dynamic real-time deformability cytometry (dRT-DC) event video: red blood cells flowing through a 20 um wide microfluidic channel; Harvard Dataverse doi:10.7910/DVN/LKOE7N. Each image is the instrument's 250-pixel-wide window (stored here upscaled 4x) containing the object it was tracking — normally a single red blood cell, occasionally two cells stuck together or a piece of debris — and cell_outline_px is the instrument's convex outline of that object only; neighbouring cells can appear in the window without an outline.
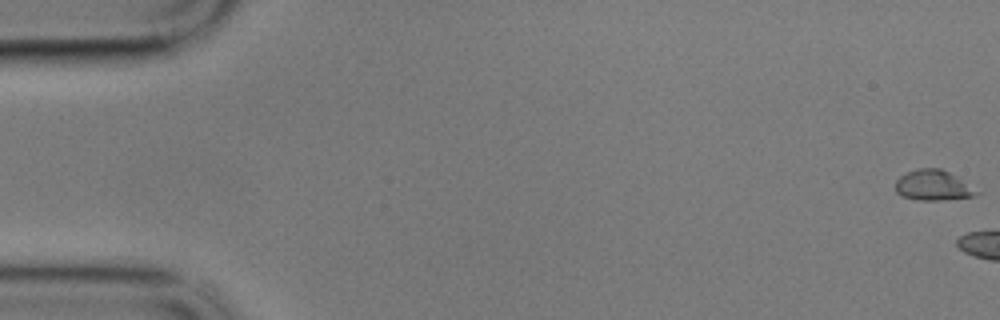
{"species": "common noctule bat (a hibernating species)", "species_latin": "Nyctalus noctula", "temperature_condition": "cold", "stored_images_in_passage": 6, "camera_frame_rate_fps": 3000, "um_per_image_px": 0.085, "animal": {"sex": "male", "body_mass_g": 17.9}, "frame": {"image": 1, "passage_image": 1, "time_ms": 0.0, "image_size_px": [1000, 320], "cell_outline_px": [[980, 192], [972, 196], [944, 200], [916, 200], [900, 196], [896, 192], [896, 180], [900, 176], [916, 168], [940, 168], [956, 176]], "centroid_in_image_um": [79.27, 15.76], "position_along_channel_um": 5.7, "area_um2": 14.28}}